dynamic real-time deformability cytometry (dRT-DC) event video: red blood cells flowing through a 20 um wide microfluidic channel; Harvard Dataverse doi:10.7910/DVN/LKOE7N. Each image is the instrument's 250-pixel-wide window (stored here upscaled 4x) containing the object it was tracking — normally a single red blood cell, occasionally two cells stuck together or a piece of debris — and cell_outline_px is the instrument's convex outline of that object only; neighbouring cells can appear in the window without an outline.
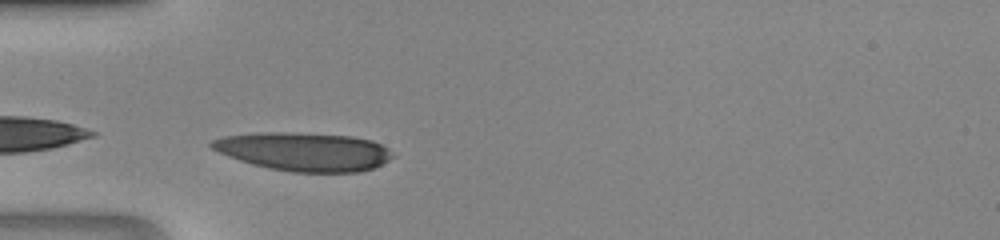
{"species": "human", "species_latin": "Homo sapiens", "temperature_condition": "room temperature", "stored_images_in_passage": 21, "camera_frame_rate_fps": 3000, "um_per_image_px": 0.085, "donor": {"sex": "male"}, "frame": {"image": 1, "passage_image": 1, "time_ms": 0.0, "image_size_px": [1000, 240], "cell_outline_px": [[396, 156], [372, 168], [360, 172], [292, 172], [268, 168], [252, 164], [228, 156], [212, 148], [208, 144], [212, 140], [224, 136], [256, 132], [284, 132], [352, 136], [372, 140], [396, 152]], "centroid_in_image_um": [25.86, 12.88], "position_along_channel_um": 59.1, "area_um2": 40.69}}